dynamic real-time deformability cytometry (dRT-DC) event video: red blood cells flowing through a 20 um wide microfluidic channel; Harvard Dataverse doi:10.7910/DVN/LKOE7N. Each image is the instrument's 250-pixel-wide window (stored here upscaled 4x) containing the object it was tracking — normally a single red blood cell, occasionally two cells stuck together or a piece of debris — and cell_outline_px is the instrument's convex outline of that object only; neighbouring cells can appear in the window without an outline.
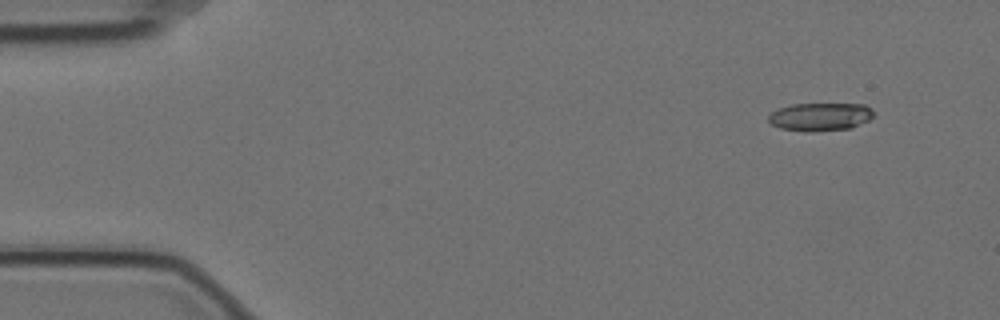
{"species": "Egyptian fruit bat (a non-hibernating species)", "species_latin": "Rousettus aegyptiacus", "temperature_condition": "cold", "stored_images_in_passage": 4, "camera_frame_rate_fps": 3000, "um_per_image_px": 0.085, "animal": {"sex": "female"}, "frame": {"image": 1, "passage_image": 1, "time_ms": 0.0, "image_size_px": [1000, 320], "cell_outline_px": [[876, 116], [852, 128], [812, 132], [808, 132], [780, 128], [772, 124], [768, 120], [768, 116], [772, 112], [780, 108], [792, 104], [864, 104], [872, 108]], "centroid_in_image_um": [69.76, 9.93], "position_along_channel_um": 15.2, "area_um2": 17.34}}
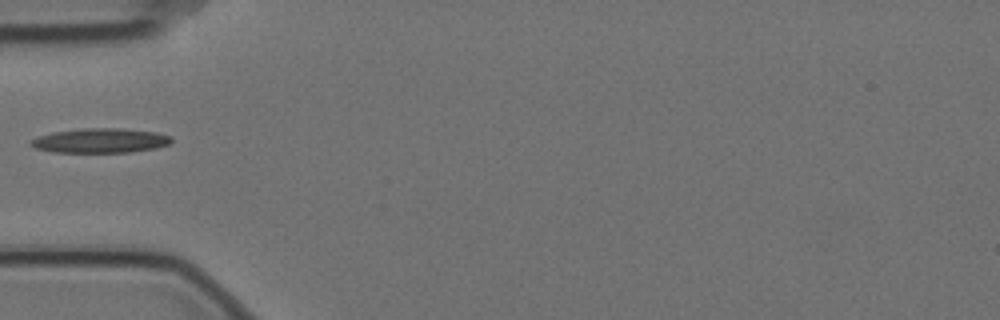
{"frame": {"image": 2, "passage_image": 4, "time_ms": 1.0, "image_size_px": [1000, 320], "cell_outline_px": [[172, 140], [168, 144], [156, 148], [128, 152], [52, 152], [36, 148], [28, 140], [52, 132], [84, 128], [120, 128], [156, 132], [172, 136]], "centroid_in_image_um": [8.54, 11.94], "position_along_channel_um": 76.5, "area_um2": 20.0}}